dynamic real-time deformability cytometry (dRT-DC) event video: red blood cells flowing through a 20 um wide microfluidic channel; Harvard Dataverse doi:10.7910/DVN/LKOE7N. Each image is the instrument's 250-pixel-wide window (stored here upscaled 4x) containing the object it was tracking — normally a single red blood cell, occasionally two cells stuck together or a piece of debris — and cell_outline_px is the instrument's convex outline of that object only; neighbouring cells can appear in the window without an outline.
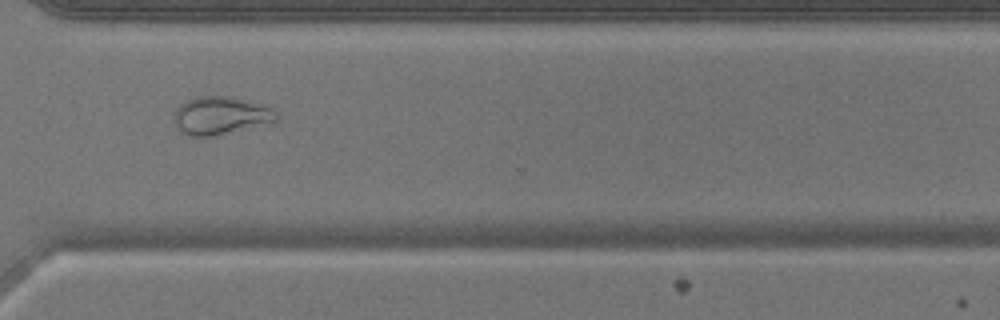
{"species": "common noctule bat (a hibernating species)", "species_latin": "Nyctalus noctula", "temperature_condition": "warm", "stored_images_in_passage": 43, "camera_frame_rate_fps": 3000, "um_per_image_px": 0.085, "animal": {"sex": "male", "body_mass_g": 17.9}, "frame": {"image": 1, "passage_image": 30, "time_ms": 9.667, "image_size_px": [1000, 320], "cell_outline_px": [[280, 120], [212, 136], [184, 136], [176, 128], [172, 120], [172, 116], [176, 108], [184, 100], [196, 96], [232, 96], [260, 104], [272, 108], [280, 116]], "centroid_in_image_um": [18.68, 9.81], "position_along_channel_um": 351.9, "area_um2": 23.0}}
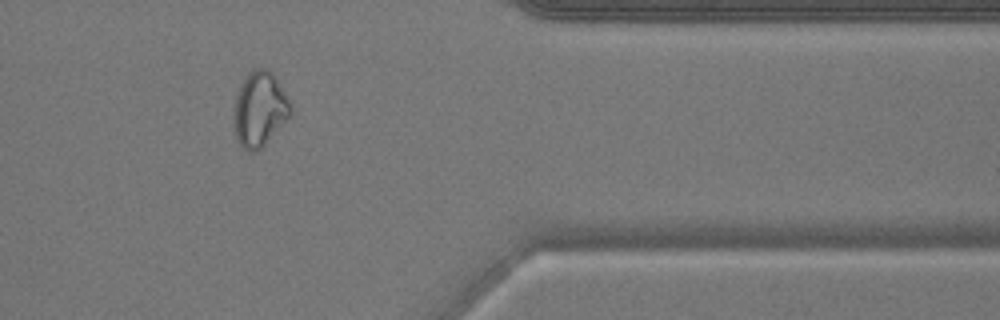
{"frame": {"image": 2, "passage_image": 34, "time_ms": 11.0, "image_size_px": [1000, 320], "cell_outline_px": [[292, 116], [256, 152], [252, 152], [244, 148], [240, 144], [236, 136], [236, 96], [240, 84], [244, 76], [252, 68], [268, 68], [276, 76], [288, 96], [292, 104]], "centroid_in_image_um": [22.14, 9.21], "position_along_channel_um": 389.3, "area_um2": 24.74}}
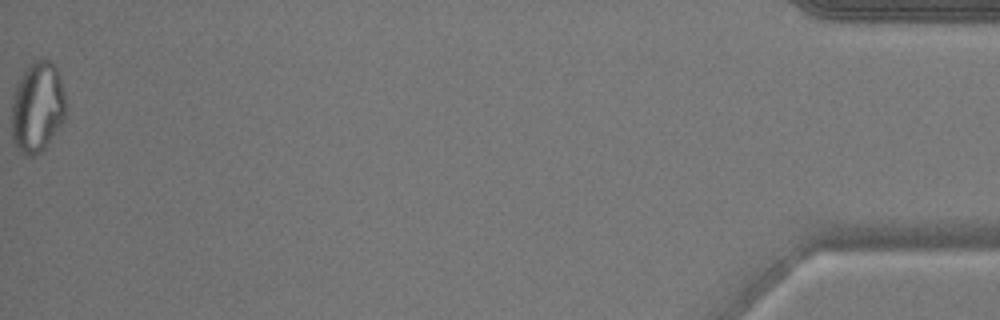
{"frame": {"image": 3, "passage_image": 43, "time_ms": 14.0, "image_size_px": [1000, 320], "cell_outline_px": [[64, 120], [44, 148], [40, 152], [32, 156], [28, 156], [20, 152], [12, 140], [12, 96], [20, 76], [28, 64], [32, 60], [40, 56], [44, 56], [56, 64], [64, 92]], "centroid_in_image_um": [3.16, 9.03], "position_along_channel_um": 432.0, "area_um2": 28.96}}